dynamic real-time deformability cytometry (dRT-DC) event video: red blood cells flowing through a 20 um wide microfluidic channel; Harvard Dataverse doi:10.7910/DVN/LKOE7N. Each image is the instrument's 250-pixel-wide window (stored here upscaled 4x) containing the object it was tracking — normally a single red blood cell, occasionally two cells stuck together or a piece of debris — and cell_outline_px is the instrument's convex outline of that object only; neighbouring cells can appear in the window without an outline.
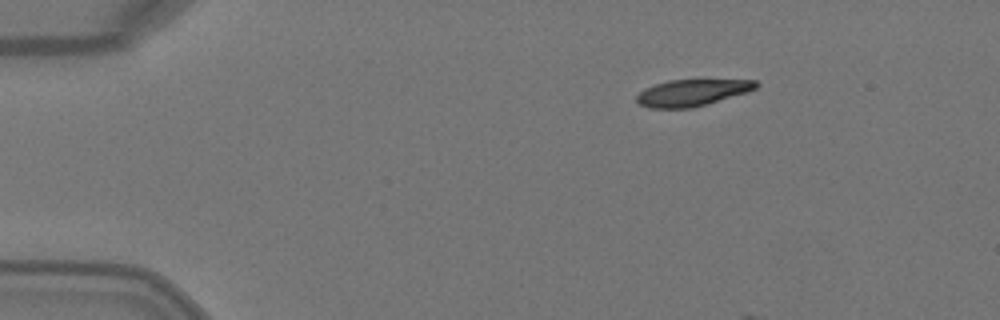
{"species": "Egyptian fruit bat (a non-hibernating species)", "species_latin": "Rousettus aegyptiacus", "temperature_condition": "warm", "stored_images_in_passage": 2, "camera_frame_rate_fps": 3000, "um_per_image_px": 0.085, "animal": {"sex": "female"}, "frame": {"image": 1, "passage_image": 2, "time_ms": 0.333, "image_size_px": [1000, 320], "cell_outline_px": [[760, 84], [756, 88], [748, 92], [692, 108], [648, 108], [640, 104], [636, 100], [636, 96], [644, 88], [668, 80], [756, 80]], "centroid_in_image_um": [58.82, 7.88], "position_along_channel_um": 26.2, "area_um2": 18.44}}